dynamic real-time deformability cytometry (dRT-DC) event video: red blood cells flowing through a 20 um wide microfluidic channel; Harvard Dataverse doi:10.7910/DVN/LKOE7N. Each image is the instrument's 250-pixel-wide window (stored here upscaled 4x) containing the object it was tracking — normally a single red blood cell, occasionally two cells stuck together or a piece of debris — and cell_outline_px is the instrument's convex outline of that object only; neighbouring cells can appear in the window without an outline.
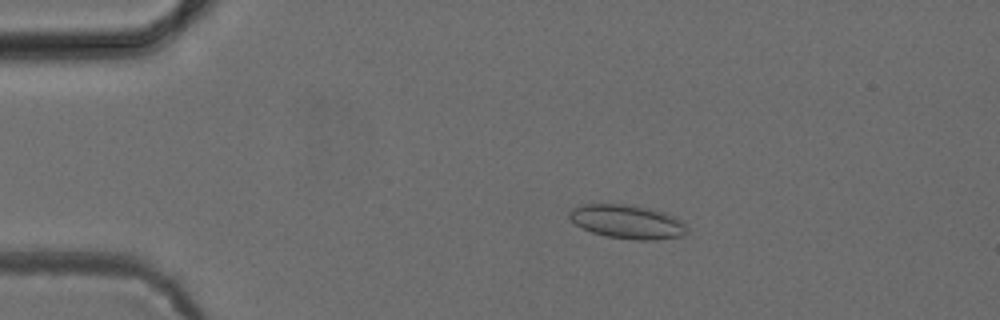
{"species": "common noctule bat (a hibernating species)", "species_latin": "Nyctalus noctula", "temperature_condition": "cold", "stored_images_in_passage": 51, "camera_frame_rate_fps": 3000, "um_per_image_px": 0.085, "animal": {"sex": "female", "body_mass_g": 24.6, "forearm_length_mm": 56.2}, "frame": {"image": 1, "passage_image": 10, "time_ms": 3.0, "image_size_px": [1000, 320], "cell_outline_px": [[688, 232], [684, 236], [652, 240], [636, 240], [608, 236], [592, 232], [576, 224], [568, 216], [568, 212], [572, 208], [584, 204], [632, 204], [664, 212], [688, 224]], "centroid_in_image_um": [53.36, 18.84], "position_along_channel_um": 31.6, "area_um2": 23.24}}
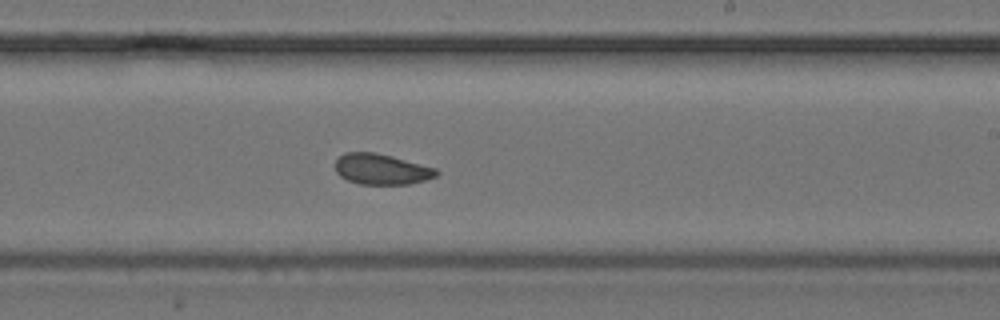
{"frame": {"image": 2, "passage_image": 31, "time_ms": 10.0, "image_size_px": [1000, 320], "cell_outline_px": [[440, 172], [436, 176], [424, 180], [408, 184], [360, 184], [348, 180], [340, 176], [336, 172], [336, 160], [344, 152], [376, 152], [392, 156], [436, 168]], "centroid_in_image_um": [32.42, 14.37], "position_along_channel_um": 256.6, "area_um2": 18.03}}
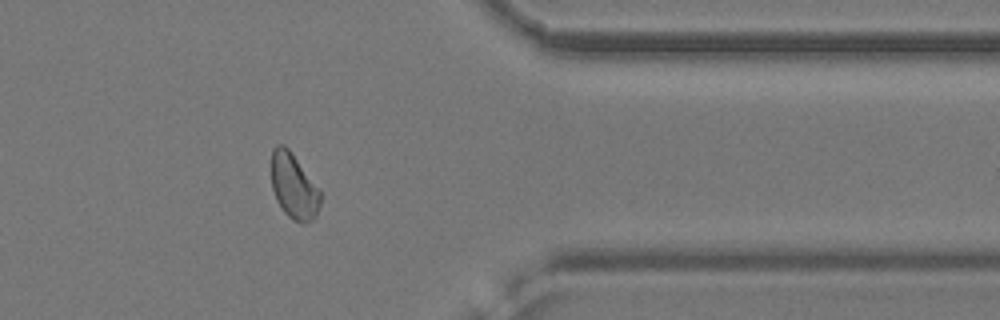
{"frame": {"image": 3, "passage_image": 42, "time_ms": 13.667, "image_size_px": [1000, 320], "cell_outline_px": [[320, 204], [316, 216], [312, 220], [304, 224], [300, 224], [292, 220], [284, 212], [276, 200], [272, 188], [272, 148], [276, 144], [284, 144], [288, 148], [320, 188]], "centroid_in_image_um": [24.98, 15.85], "position_along_channel_um": 386.4, "area_um2": 18.9}}